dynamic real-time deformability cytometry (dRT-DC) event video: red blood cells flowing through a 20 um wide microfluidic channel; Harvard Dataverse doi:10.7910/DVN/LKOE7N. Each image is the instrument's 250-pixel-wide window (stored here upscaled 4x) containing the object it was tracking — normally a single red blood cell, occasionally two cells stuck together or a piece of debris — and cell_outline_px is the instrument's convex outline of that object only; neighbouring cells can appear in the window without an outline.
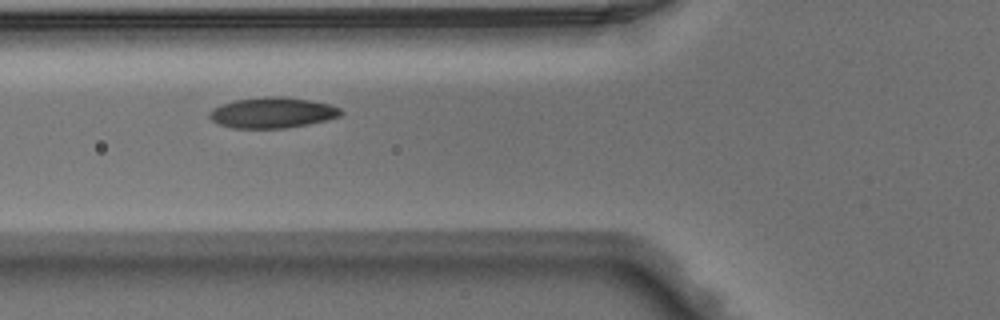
{"species": "Egyptian fruit bat (a non-hibernating species)", "species_latin": "Rousettus aegyptiacus", "temperature_condition": "warm", "stored_images_in_passage": 48, "camera_frame_rate_fps": 3000, "um_per_image_px": 0.085, "animal": {"sex": "male"}, "frame": {"image": 1, "passage_image": 18, "time_ms": 5.667, "image_size_px": [1000, 320], "cell_outline_px": [[344, 112], [340, 116], [308, 124], [288, 128], [232, 128], [220, 124], [212, 120], [208, 116], [208, 112], [212, 108], [236, 100], [264, 96], [284, 96], [312, 100], [328, 104], [340, 108]], "centroid_in_image_um": [23.16, 9.57], "position_along_channel_um": 102.6, "area_um2": 23.52}}
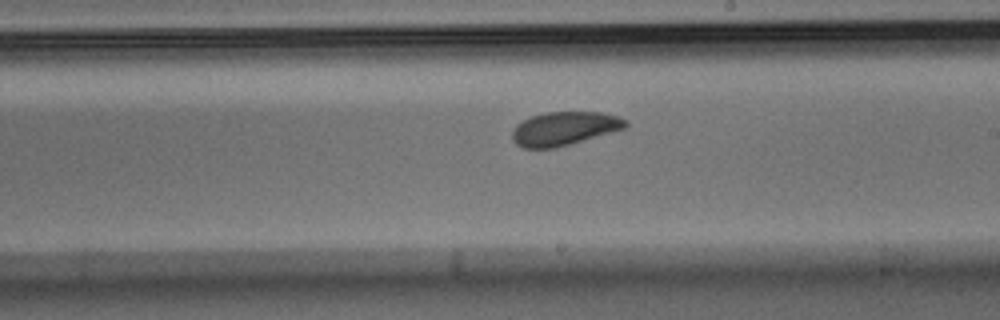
{"frame": {"image": 2, "passage_image": 28, "time_ms": 9.0, "image_size_px": [1000, 320], "cell_outline_px": [[628, 124], [624, 128], [612, 132], [556, 148], [524, 148], [516, 144], [512, 140], [512, 132], [516, 124], [528, 116], [544, 112], [600, 112], [620, 116], [628, 120]], "centroid_in_image_um": [47.94, 10.91], "position_along_channel_um": 241.1, "area_um2": 22.43}}
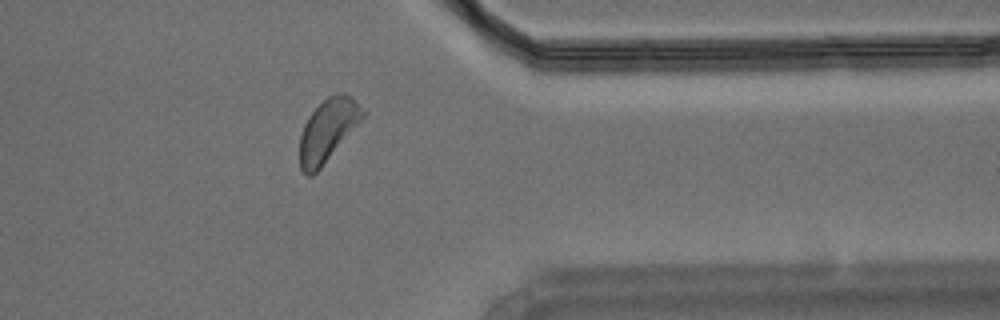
{"frame": {"image": 3, "passage_image": 39, "time_ms": 12.667, "image_size_px": [1000, 320], "cell_outline_px": [[364, 116], [320, 168], [312, 176], [308, 176], [300, 168], [300, 136], [304, 124], [308, 116], [328, 96], [340, 92], [344, 92], [352, 96], [364, 112]], "centroid_in_image_um": [27.83, 11.05], "position_along_channel_um": 383.6, "area_um2": 22.31}}